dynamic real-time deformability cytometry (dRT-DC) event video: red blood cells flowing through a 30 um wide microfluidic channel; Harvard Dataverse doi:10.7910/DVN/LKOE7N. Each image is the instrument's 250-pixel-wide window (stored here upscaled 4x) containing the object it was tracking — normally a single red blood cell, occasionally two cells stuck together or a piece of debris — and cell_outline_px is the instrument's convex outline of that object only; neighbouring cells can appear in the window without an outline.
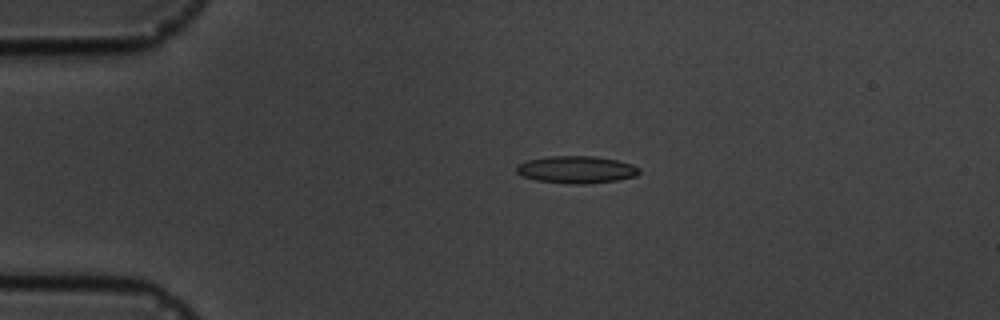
{"species": "common noctule bat (a hibernating species)", "species_latin": "Nyctalus noctula", "temperature_condition": "cold", "stored_images_in_passage": 4, "camera_frame_rate_fps": 3000, "um_per_image_px": 0.085, "animal": {"sex": "male", "body_mass_g": 19.5, "forearm_length_mm": 54.6}, "frame": {"image": 1, "passage_image": 3, "time_ms": 2.0, "image_size_px": [1000, 320], "cell_outline_px": [[640, 172], [636, 176], [616, 180], [588, 184], [572, 184], [536, 180], [524, 176], [516, 172], [516, 164], [528, 160], [548, 156], [592, 156], [616, 160], [632, 164], [640, 168]], "centroid_in_image_um": [48.99, 14.41], "position_along_channel_um": 36.0, "area_um2": 19.48}}